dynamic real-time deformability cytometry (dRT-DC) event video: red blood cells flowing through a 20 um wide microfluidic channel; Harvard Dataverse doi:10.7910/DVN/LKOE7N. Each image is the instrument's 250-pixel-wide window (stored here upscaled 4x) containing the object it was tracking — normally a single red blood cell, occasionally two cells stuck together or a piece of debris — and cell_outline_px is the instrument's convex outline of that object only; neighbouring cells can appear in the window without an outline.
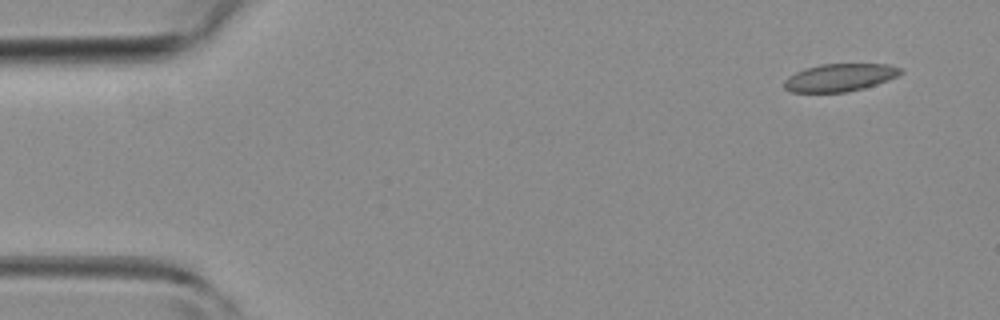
{"species": "common noctule bat (a hibernating species)", "species_latin": "Nyctalus noctula", "temperature_condition": "room temperature", "stored_images_in_passage": 6, "camera_frame_rate_fps": 3000, "um_per_image_px": 0.085, "animal": {"sex": "female", "body_mass_g": 19.3, "forearm_length_mm": 54.1}, "frame": {"image": 1, "passage_image": 1, "time_ms": 0.0, "image_size_px": [1000, 320], "cell_outline_px": [[904, 72], [888, 80], [864, 88], [848, 92], [792, 92], [784, 88], [784, 80], [788, 76], [796, 72], [820, 64], [888, 64], [900, 68]], "centroid_in_image_um": [71.38, 6.59], "position_along_channel_um": 13.6, "area_um2": 18.67}}
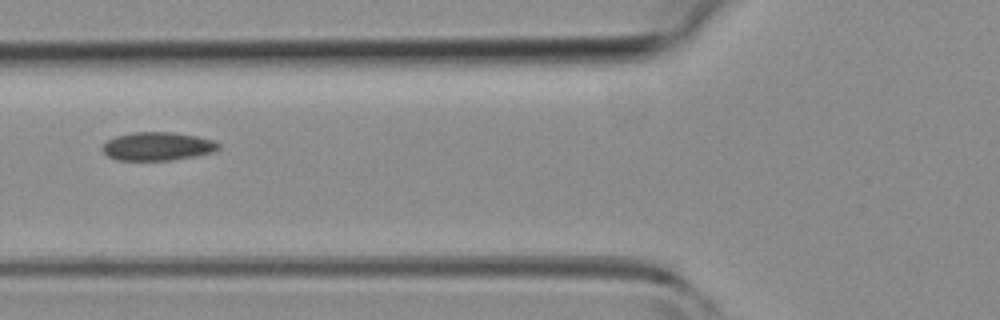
{"frame": {"image": 2, "passage_image": 5, "time_ms": 4.667, "image_size_px": [1000, 320], "cell_outline_px": [[220, 148], [216, 152], [196, 156], [172, 160], [116, 160], [108, 156], [104, 152], [104, 144], [108, 140], [116, 136], [136, 132], [172, 132], [196, 136], [216, 140], [220, 144]], "centroid_in_image_um": [13.47, 12.44], "position_along_channel_um": 112.3, "area_um2": 19.25}}
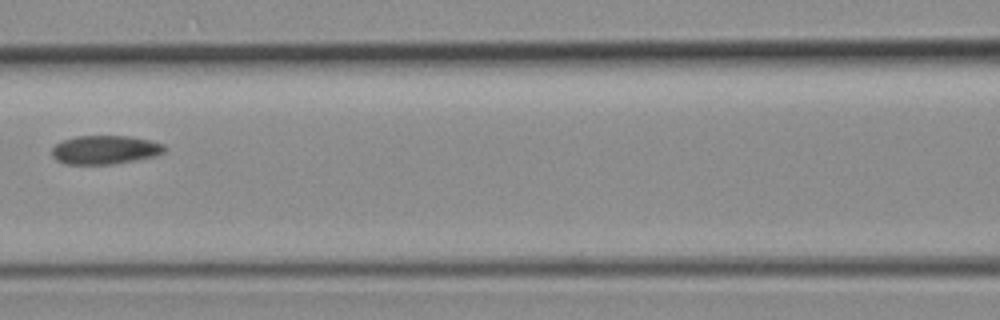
{"frame": {"image": 3, "passage_image": 6, "time_ms": 5.667, "image_size_px": [1000, 320], "cell_outline_px": [[168, 148], [164, 152], [156, 156], [136, 160], [112, 164], [64, 164], [56, 160], [52, 156], [52, 148], [56, 144], [64, 140], [76, 136], [132, 136], [164, 144]], "centroid_in_image_um": [8.95, 12.73], "position_along_channel_um": 157.7, "area_um2": 18.96}}